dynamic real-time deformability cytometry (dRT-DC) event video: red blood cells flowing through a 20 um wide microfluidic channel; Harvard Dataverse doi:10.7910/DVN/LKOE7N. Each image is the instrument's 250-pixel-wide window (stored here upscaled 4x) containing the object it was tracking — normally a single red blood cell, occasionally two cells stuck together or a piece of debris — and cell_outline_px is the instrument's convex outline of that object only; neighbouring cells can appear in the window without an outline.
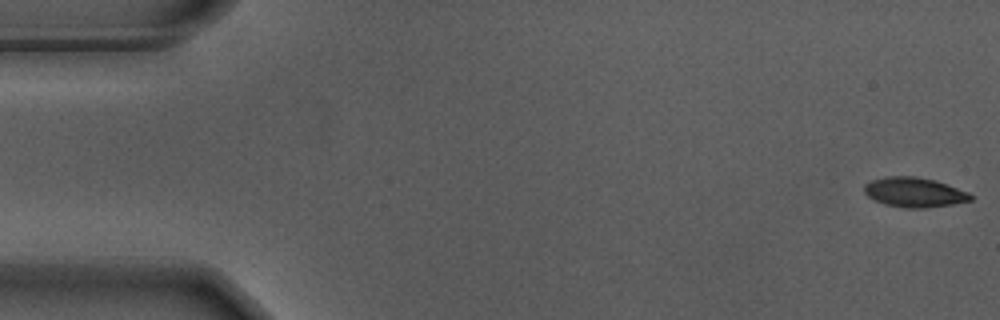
{"species": "Egyptian fruit bat (a non-hibernating species)", "species_latin": "Rousettus aegyptiacus", "temperature_condition": "warm", "stored_images_in_passage": 15, "camera_frame_rate_fps": 3000, "um_per_image_px": 0.085, "animal": {"sex": "male"}, "frame": {"image": 1, "passage_image": 1, "time_ms": 0.0, "image_size_px": [1000, 320], "cell_outline_px": [[972, 200], [952, 204], [924, 208], [904, 208], [884, 204], [868, 196], [864, 192], [864, 184], [872, 180], [888, 176], [916, 176], [936, 180], [968, 192], [972, 196]], "centroid_in_image_um": [77.71, 16.34], "position_along_channel_um": 7.3, "area_um2": 18.38}}
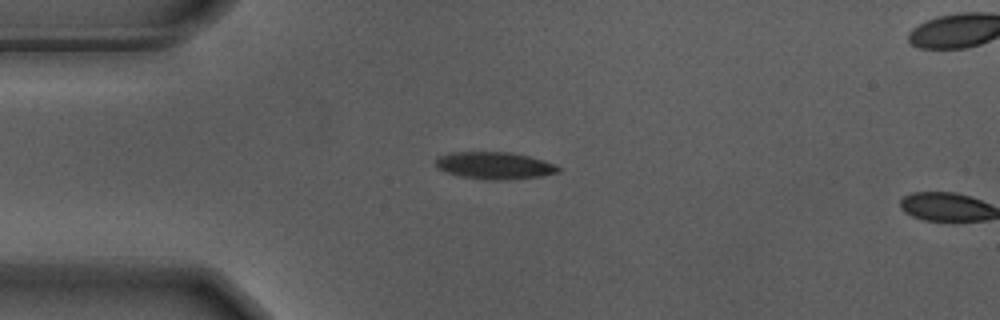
{"frame": {"image": 2, "passage_image": 14, "time_ms": 4.333, "image_size_px": [1000, 320], "cell_outline_px": [[560, 172], [540, 176], [508, 180], [484, 180], [460, 176], [448, 172], [440, 168], [436, 164], [436, 156], [448, 152], [508, 152], [528, 156], [544, 160], [560, 168]], "centroid_in_image_um": [42.02, 14.07], "position_along_channel_um": 43.0, "area_um2": 19.36}}